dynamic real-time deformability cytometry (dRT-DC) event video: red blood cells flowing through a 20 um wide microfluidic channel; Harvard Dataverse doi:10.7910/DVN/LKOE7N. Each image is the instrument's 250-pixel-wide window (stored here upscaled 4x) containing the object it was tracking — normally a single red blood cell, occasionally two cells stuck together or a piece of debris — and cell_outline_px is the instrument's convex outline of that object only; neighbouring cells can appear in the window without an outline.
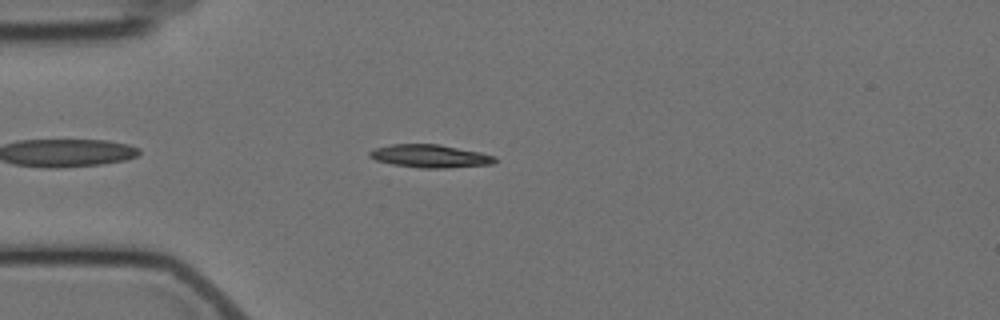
{"species": "Egyptian fruit bat (a non-hibernating species)", "species_latin": "Rousettus aegyptiacus", "temperature_condition": "cold", "stored_images_in_passage": 1, "camera_frame_rate_fps": 3000, "um_per_image_px": 0.085, "animal": {"sex": "female"}, "frame": {"image": 1, "passage_image": 1, "time_ms": 0.0, "image_size_px": [1000, 320], "cell_outline_px": [[496, 160], [492, 164], [444, 168], [420, 168], [392, 164], [376, 160], [368, 156], [368, 152], [376, 148], [392, 144], [440, 144], [480, 152], [496, 156]], "centroid_in_image_um": [36.55, 13.26], "position_along_channel_um": 48.4, "area_um2": 16.76}}